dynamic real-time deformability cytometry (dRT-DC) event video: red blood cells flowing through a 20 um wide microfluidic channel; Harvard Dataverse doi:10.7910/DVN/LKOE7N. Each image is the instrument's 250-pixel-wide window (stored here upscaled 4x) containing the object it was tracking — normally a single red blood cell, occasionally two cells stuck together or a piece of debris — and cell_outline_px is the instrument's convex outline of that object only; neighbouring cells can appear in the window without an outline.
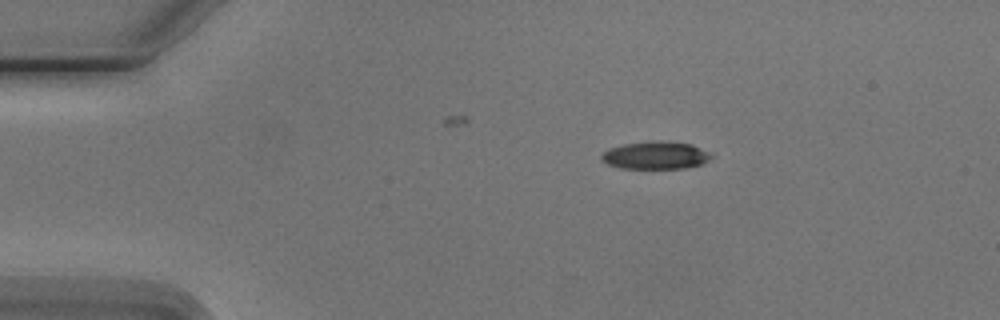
{"species": "Egyptian fruit bat (a non-hibernating species)", "species_latin": "Rousettus aegyptiacus", "temperature_condition": "cold", "stored_images_in_passage": 3, "camera_frame_rate_fps": 3000, "um_per_image_px": 0.085, "animal": {"sex": "male"}, "frame": {"image": 1, "passage_image": 1, "time_ms": 0.0, "image_size_px": [1000, 320], "cell_outline_px": [[716, 156], [712, 160], [704, 164], [688, 168], [620, 168], [608, 164], [600, 160], [600, 156], [608, 148], [624, 144], [692, 144]], "centroid_in_image_um": [55.77, 13.27], "position_along_channel_um": 29.2, "area_um2": 16.99}}
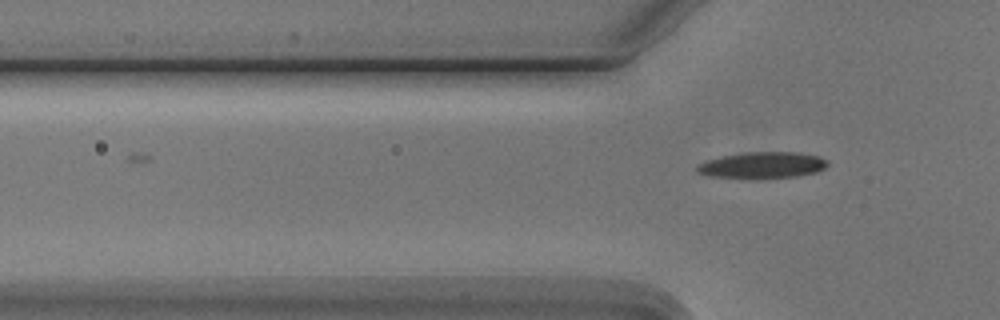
{"frame": {"image": 2, "passage_image": 3, "time_ms": 2.333, "image_size_px": [1000, 320], "cell_outline_px": [[828, 164], [824, 168], [816, 172], [796, 176], [712, 176], [696, 172], [696, 164], [708, 160], [724, 156], [748, 152], [800, 152], [820, 156], [828, 160]], "centroid_in_image_um": [64.86, 13.99], "position_along_channel_um": 60.9, "area_um2": 19.19}}